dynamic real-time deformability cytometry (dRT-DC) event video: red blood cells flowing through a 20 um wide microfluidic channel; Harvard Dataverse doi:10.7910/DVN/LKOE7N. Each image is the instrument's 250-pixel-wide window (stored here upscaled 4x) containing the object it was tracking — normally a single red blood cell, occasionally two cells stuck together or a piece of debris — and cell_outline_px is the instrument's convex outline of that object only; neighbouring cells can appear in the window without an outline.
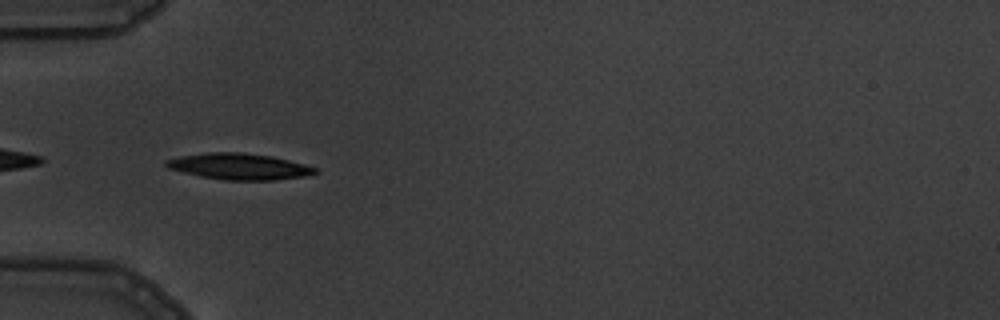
{"species": "common noctule bat (a hibernating species)", "species_latin": "Nyctalus noctula", "temperature_condition": "warm", "stored_images_in_passage": 5, "camera_frame_rate_fps": 3000, "um_per_image_px": 0.085, "animal": {"sex": "male", "body_mass_g": 19.5, "forearm_length_mm": 54.6}, "frame": {"image": 1, "passage_image": 5, "time_ms": 4.667, "image_size_px": [1000, 320], "cell_outline_px": [[320, 172], [304, 176], [272, 180], [224, 180], [200, 176], [168, 168], [164, 164], [164, 160], [180, 156], [208, 152], [240, 152], [272, 156], [304, 164], [316, 168]], "centroid_in_image_um": [20.31, 14.14], "position_along_channel_um": 64.7, "area_um2": 22.66}}